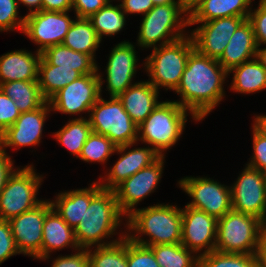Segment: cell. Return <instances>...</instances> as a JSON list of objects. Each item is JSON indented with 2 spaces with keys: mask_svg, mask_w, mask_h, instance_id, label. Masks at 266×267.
Returning a JSON list of instances; mask_svg holds the SVG:
<instances>
[{
  "mask_svg": "<svg viewBox=\"0 0 266 267\" xmlns=\"http://www.w3.org/2000/svg\"><path fill=\"white\" fill-rule=\"evenodd\" d=\"M154 5L181 4L180 0H152Z\"/></svg>",
  "mask_w": 266,
  "mask_h": 267,
  "instance_id": "54",
  "label": "cell"
},
{
  "mask_svg": "<svg viewBox=\"0 0 266 267\" xmlns=\"http://www.w3.org/2000/svg\"><path fill=\"white\" fill-rule=\"evenodd\" d=\"M50 111V104L46 101L40 108L21 113L14 124L0 135V147L5 150L6 147L16 149L39 145L45 120Z\"/></svg>",
  "mask_w": 266,
  "mask_h": 267,
  "instance_id": "18",
  "label": "cell"
},
{
  "mask_svg": "<svg viewBox=\"0 0 266 267\" xmlns=\"http://www.w3.org/2000/svg\"><path fill=\"white\" fill-rule=\"evenodd\" d=\"M187 110L176 101H164L138 126V141L147 143L160 156H165L180 139L187 122Z\"/></svg>",
  "mask_w": 266,
  "mask_h": 267,
  "instance_id": "4",
  "label": "cell"
},
{
  "mask_svg": "<svg viewBox=\"0 0 266 267\" xmlns=\"http://www.w3.org/2000/svg\"><path fill=\"white\" fill-rule=\"evenodd\" d=\"M91 73L80 76L56 92L49 100L51 111L62 114H89L90 109L101 96L103 76Z\"/></svg>",
  "mask_w": 266,
  "mask_h": 267,
  "instance_id": "10",
  "label": "cell"
},
{
  "mask_svg": "<svg viewBox=\"0 0 266 267\" xmlns=\"http://www.w3.org/2000/svg\"><path fill=\"white\" fill-rule=\"evenodd\" d=\"M51 267H89L88 249L80 248L75 254L58 256Z\"/></svg>",
  "mask_w": 266,
  "mask_h": 267,
  "instance_id": "44",
  "label": "cell"
},
{
  "mask_svg": "<svg viewBox=\"0 0 266 267\" xmlns=\"http://www.w3.org/2000/svg\"><path fill=\"white\" fill-rule=\"evenodd\" d=\"M198 267H258L255 254L212 251L198 256Z\"/></svg>",
  "mask_w": 266,
  "mask_h": 267,
  "instance_id": "37",
  "label": "cell"
},
{
  "mask_svg": "<svg viewBox=\"0 0 266 267\" xmlns=\"http://www.w3.org/2000/svg\"><path fill=\"white\" fill-rule=\"evenodd\" d=\"M255 35L258 47L261 44H266V3L263 0L259 1L258 7L255 10L251 9L248 19Z\"/></svg>",
  "mask_w": 266,
  "mask_h": 267,
  "instance_id": "41",
  "label": "cell"
},
{
  "mask_svg": "<svg viewBox=\"0 0 266 267\" xmlns=\"http://www.w3.org/2000/svg\"><path fill=\"white\" fill-rule=\"evenodd\" d=\"M122 217L114 190L101 189L90 201L83 219L74 229L75 239L82 249L96 246H104L115 243L126 236V232L120 233L119 239L105 241V238H112L122 223Z\"/></svg>",
  "mask_w": 266,
  "mask_h": 267,
  "instance_id": "3",
  "label": "cell"
},
{
  "mask_svg": "<svg viewBox=\"0 0 266 267\" xmlns=\"http://www.w3.org/2000/svg\"><path fill=\"white\" fill-rule=\"evenodd\" d=\"M117 146L105 135L92 131L86 140L79 158L85 162L105 164L109 157L116 153Z\"/></svg>",
  "mask_w": 266,
  "mask_h": 267,
  "instance_id": "36",
  "label": "cell"
},
{
  "mask_svg": "<svg viewBox=\"0 0 266 267\" xmlns=\"http://www.w3.org/2000/svg\"><path fill=\"white\" fill-rule=\"evenodd\" d=\"M41 57L49 64L58 68H72L81 75L98 73L99 66L90 55L76 52L63 44L47 48L41 53Z\"/></svg>",
  "mask_w": 266,
  "mask_h": 267,
  "instance_id": "27",
  "label": "cell"
},
{
  "mask_svg": "<svg viewBox=\"0 0 266 267\" xmlns=\"http://www.w3.org/2000/svg\"><path fill=\"white\" fill-rule=\"evenodd\" d=\"M187 26L189 16L183 11L182 4L154 5L143 16L137 46L155 48L156 43H160L159 46L170 44L188 35L184 33Z\"/></svg>",
  "mask_w": 266,
  "mask_h": 267,
  "instance_id": "6",
  "label": "cell"
},
{
  "mask_svg": "<svg viewBox=\"0 0 266 267\" xmlns=\"http://www.w3.org/2000/svg\"><path fill=\"white\" fill-rule=\"evenodd\" d=\"M257 49L253 27L246 19L234 32L218 62L229 72L232 68L256 58Z\"/></svg>",
  "mask_w": 266,
  "mask_h": 267,
  "instance_id": "23",
  "label": "cell"
},
{
  "mask_svg": "<svg viewBox=\"0 0 266 267\" xmlns=\"http://www.w3.org/2000/svg\"><path fill=\"white\" fill-rule=\"evenodd\" d=\"M102 189L99 182H93L88 188L58 193L55 200H50L52 208L73 229L83 219L85 209L91 199Z\"/></svg>",
  "mask_w": 266,
  "mask_h": 267,
  "instance_id": "21",
  "label": "cell"
},
{
  "mask_svg": "<svg viewBox=\"0 0 266 267\" xmlns=\"http://www.w3.org/2000/svg\"><path fill=\"white\" fill-rule=\"evenodd\" d=\"M257 266L266 267V240L261 237L259 245L256 250Z\"/></svg>",
  "mask_w": 266,
  "mask_h": 267,
  "instance_id": "49",
  "label": "cell"
},
{
  "mask_svg": "<svg viewBox=\"0 0 266 267\" xmlns=\"http://www.w3.org/2000/svg\"><path fill=\"white\" fill-rule=\"evenodd\" d=\"M16 254L20 253L16 247L10 223L0 220V265Z\"/></svg>",
  "mask_w": 266,
  "mask_h": 267,
  "instance_id": "43",
  "label": "cell"
},
{
  "mask_svg": "<svg viewBox=\"0 0 266 267\" xmlns=\"http://www.w3.org/2000/svg\"><path fill=\"white\" fill-rule=\"evenodd\" d=\"M92 133L89 119L72 118L63 128L54 133V138L63 146H65L72 155L79 158L86 140Z\"/></svg>",
  "mask_w": 266,
  "mask_h": 267,
  "instance_id": "32",
  "label": "cell"
},
{
  "mask_svg": "<svg viewBox=\"0 0 266 267\" xmlns=\"http://www.w3.org/2000/svg\"><path fill=\"white\" fill-rule=\"evenodd\" d=\"M261 237V219L231 210L218 218L215 251L255 254Z\"/></svg>",
  "mask_w": 266,
  "mask_h": 267,
  "instance_id": "7",
  "label": "cell"
},
{
  "mask_svg": "<svg viewBox=\"0 0 266 267\" xmlns=\"http://www.w3.org/2000/svg\"><path fill=\"white\" fill-rule=\"evenodd\" d=\"M52 209L50 200H43L34 208L9 220L12 235L20 254L41 260L43 223Z\"/></svg>",
  "mask_w": 266,
  "mask_h": 267,
  "instance_id": "14",
  "label": "cell"
},
{
  "mask_svg": "<svg viewBox=\"0 0 266 267\" xmlns=\"http://www.w3.org/2000/svg\"><path fill=\"white\" fill-rule=\"evenodd\" d=\"M262 237L266 240V217L262 220Z\"/></svg>",
  "mask_w": 266,
  "mask_h": 267,
  "instance_id": "55",
  "label": "cell"
},
{
  "mask_svg": "<svg viewBox=\"0 0 266 267\" xmlns=\"http://www.w3.org/2000/svg\"><path fill=\"white\" fill-rule=\"evenodd\" d=\"M134 144L137 143L118 146L116 148L115 152L121 154V157L115 162L105 177H103L104 180L101 177V181H98L103 189L114 190L124 180L133 176L139 170L152 165L161 157L149 146L130 150Z\"/></svg>",
  "mask_w": 266,
  "mask_h": 267,
  "instance_id": "20",
  "label": "cell"
},
{
  "mask_svg": "<svg viewBox=\"0 0 266 267\" xmlns=\"http://www.w3.org/2000/svg\"><path fill=\"white\" fill-rule=\"evenodd\" d=\"M194 49L190 35L153 48L143 65L151 77L148 81L158 90L164 87L175 91L180 84L188 57Z\"/></svg>",
  "mask_w": 266,
  "mask_h": 267,
  "instance_id": "5",
  "label": "cell"
},
{
  "mask_svg": "<svg viewBox=\"0 0 266 267\" xmlns=\"http://www.w3.org/2000/svg\"><path fill=\"white\" fill-rule=\"evenodd\" d=\"M88 117L92 131L107 136L117 147L137 143L138 126L118 97L107 101L100 96Z\"/></svg>",
  "mask_w": 266,
  "mask_h": 267,
  "instance_id": "8",
  "label": "cell"
},
{
  "mask_svg": "<svg viewBox=\"0 0 266 267\" xmlns=\"http://www.w3.org/2000/svg\"><path fill=\"white\" fill-rule=\"evenodd\" d=\"M164 158L165 156H161L152 165L139 170L114 189L118 207L125 219L139 202L156 190L163 173Z\"/></svg>",
  "mask_w": 266,
  "mask_h": 267,
  "instance_id": "16",
  "label": "cell"
},
{
  "mask_svg": "<svg viewBox=\"0 0 266 267\" xmlns=\"http://www.w3.org/2000/svg\"><path fill=\"white\" fill-rule=\"evenodd\" d=\"M229 73H233L230 90L236 93L250 94L266 89V70L256 58L232 68Z\"/></svg>",
  "mask_w": 266,
  "mask_h": 267,
  "instance_id": "28",
  "label": "cell"
},
{
  "mask_svg": "<svg viewBox=\"0 0 266 267\" xmlns=\"http://www.w3.org/2000/svg\"><path fill=\"white\" fill-rule=\"evenodd\" d=\"M20 114L14 101L0 88V135L14 124Z\"/></svg>",
  "mask_w": 266,
  "mask_h": 267,
  "instance_id": "42",
  "label": "cell"
},
{
  "mask_svg": "<svg viewBox=\"0 0 266 267\" xmlns=\"http://www.w3.org/2000/svg\"><path fill=\"white\" fill-rule=\"evenodd\" d=\"M0 88L14 101L21 113L40 108L47 101L42 96L38 80L10 81L2 83Z\"/></svg>",
  "mask_w": 266,
  "mask_h": 267,
  "instance_id": "31",
  "label": "cell"
},
{
  "mask_svg": "<svg viewBox=\"0 0 266 267\" xmlns=\"http://www.w3.org/2000/svg\"><path fill=\"white\" fill-rule=\"evenodd\" d=\"M68 13L41 10L27 14L22 33L40 46L37 51L42 53L51 46L62 44L73 23Z\"/></svg>",
  "mask_w": 266,
  "mask_h": 267,
  "instance_id": "13",
  "label": "cell"
},
{
  "mask_svg": "<svg viewBox=\"0 0 266 267\" xmlns=\"http://www.w3.org/2000/svg\"><path fill=\"white\" fill-rule=\"evenodd\" d=\"M111 0H72V10L76 17L90 18Z\"/></svg>",
  "mask_w": 266,
  "mask_h": 267,
  "instance_id": "45",
  "label": "cell"
},
{
  "mask_svg": "<svg viewBox=\"0 0 266 267\" xmlns=\"http://www.w3.org/2000/svg\"><path fill=\"white\" fill-rule=\"evenodd\" d=\"M42 179L33 165L14 170L0 193V220L9 221L40 204L43 200L36 197Z\"/></svg>",
  "mask_w": 266,
  "mask_h": 267,
  "instance_id": "9",
  "label": "cell"
},
{
  "mask_svg": "<svg viewBox=\"0 0 266 267\" xmlns=\"http://www.w3.org/2000/svg\"><path fill=\"white\" fill-rule=\"evenodd\" d=\"M149 247L160 267H198V256L181 243Z\"/></svg>",
  "mask_w": 266,
  "mask_h": 267,
  "instance_id": "33",
  "label": "cell"
},
{
  "mask_svg": "<svg viewBox=\"0 0 266 267\" xmlns=\"http://www.w3.org/2000/svg\"><path fill=\"white\" fill-rule=\"evenodd\" d=\"M266 132V115H258L254 120Z\"/></svg>",
  "mask_w": 266,
  "mask_h": 267,
  "instance_id": "53",
  "label": "cell"
},
{
  "mask_svg": "<svg viewBox=\"0 0 266 267\" xmlns=\"http://www.w3.org/2000/svg\"><path fill=\"white\" fill-rule=\"evenodd\" d=\"M245 20L244 17L229 16L206 22H189V26L202 24L189 34L193 40L194 48L199 53L218 60L234 32Z\"/></svg>",
  "mask_w": 266,
  "mask_h": 267,
  "instance_id": "15",
  "label": "cell"
},
{
  "mask_svg": "<svg viewBox=\"0 0 266 267\" xmlns=\"http://www.w3.org/2000/svg\"><path fill=\"white\" fill-rule=\"evenodd\" d=\"M136 55V49L129 41L120 42L112 48L105 70L110 97H118L135 84L132 78L137 71Z\"/></svg>",
  "mask_w": 266,
  "mask_h": 267,
  "instance_id": "19",
  "label": "cell"
},
{
  "mask_svg": "<svg viewBox=\"0 0 266 267\" xmlns=\"http://www.w3.org/2000/svg\"><path fill=\"white\" fill-rule=\"evenodd\" d=\"M121 9L127 14H143L148 13L154 4L152 0H120Z\"/></svg>",
  "mask_w": 266,
  "mask_h": 267,
  "instance_id": "46",
  "label": "cell"
},
{
  "mask_svg": "<svg viewBox=\"0 0 266 267\" xmlns=\"http://www.w3.org/2000/svg\"><path fill=\"white\" fill-rule=\"evenodd\" d=\"M78 251L74 229L52 208L45 216L41 246V259L48 260L51 252L65 247Z\"/></svg>",
  "mask_w": 266,
  "mask_h": 267,
  "instance_id": "25",
  "label": "cell"
},
{
  "mask_svg": "<svg viewBox=\"0 0 266 267\" xmlns=\"http://www.w3.org/2000/svg\"><path fill=\"white\" fill-rule=\"evenodd\" d=\"M15 50L0 56V85L10 81H34L38 77L41 53Z\"/></svg>",
  "mask_w": 266,
  "mask_h": 267,
  "instance_id": "24",
  "label": "cell"
},
{
  "mask_svg": "<svg viewBox=\"0 0 266 267\" xmlns=\"http://www.w3.org/2000/svg\"><path fill=\"white\" fill-rule=\"evenodd\" d=\"M18 0H0V32L23 31L25 16H18Z\"/></svg>",
  "mask_w": 266,
  "mask_h": 267,
  "instance_id": "38",
  "label": "cell"
},
{
  "mask_svg": "<svg viewBox=\"0 0 266 267\" xmlns=\"http://www.w3.org/2000/svg\"><path fill=\"white\" fill-rule=\"evenodd\" d=\"M101 39L95 32L89 18L76 17L62 42L63 45L76 52L90 55L95 60V51L99 48Z\"/></svg>",
  "mask_w": 266,
  "mask_h": 267,
  "instance_id": "29",
  "label": "cell"
},
{
  "mask_svg": "<svg viewBox=\"0 0 266 267\" xmlns=\"http://www.w3.org/2000/svg\"><path fill=\"white\" fill-rule=\"evenodd\" d=\"M88 248L89 267H128L127 237L104 246Z\"/></svg>",
  "mask_w": 266,
  "mask_h": 267,
  "instance_id": "34",
  "label": "cell"
},
{
  "mask_svg": "<svg viewBox=\"0 0 266 267\" xmlns=\"http://www.w3.org/2000/svg\"><path fill=\"white\" fill-rule=\"evenodd\" d=\"M182 238L181 244L197 256L215 250L218 219L204 211L189 206L181 208ZM204 252L201 253V250ZM199 253V254H198Z\"/></svg>",
  "mask_w": 266,
  "mask_h": 267,
  "instance_id": "17",
  "label": "cell"
},
{
  "mask_svg": "<svg viewBox=\"0 0 266 267\" xmlns=\"http://www.w3.org/2000/svg\"><path fill=\"white\" fill-rule=\"evenodd\" d=\"M253 133V155L249 167L260 170L266 176V132L254 121Z\"/></svg>",
  "mask_w": 266,
  "mask_h": 267,
  "instance_id": "40",
  "label": "cell"
},
{
  "mask_svg": "<svg viewBox=\"0 0 266 267\" xmlns=\"http://www.w3.org/2000/svg\"><path fill=\"white\" fill-rule=\"evenodd\" d=\"M256 59L261 63V65L266 70V48L258 47L256 52Z\"/></svg>",
  "mask_w": 266,
  "mask_h": 267,
  "instance_id": "52",
  "label": "cell"
},
{
  "mask_svg": "<svg viewBox=\"0 0 266 267\" xmlns=\"http://www.w3.org/2000/svg\"><path fill=\"white\" fill-rule=\"evenodd\" d=\"M253 0H205L190 15L189 22H206L239 16L248 19Z\"/></svg>",
  "mask_w": 266,
  "mask_h": 267,
  "instance_id": "26",
  "label": "cell"
},
{
  "mask_svg": "<svg viewBox=\"0 0 266 267\" xmlns=\"http://www.w3.org/2000/svg\"><path fill=\"white\" fill-rule=\"evenodd\" d=\"M82 76L72 68L49 65L42 57L38 66V85L42 96L48 101L56 92Z\"/></svg>",
  "mask_w": 266,
  "mask_h": 267,
  "instance_id": "30",
  "label": "cell"
},
{
  "mask_svg": "<svg viewBox=\"0 0 266 267\" xmlns=\"http://www.w3.org/2000/svg\"><path fill=\"white\" fill-rule=\"evenodd\" d=\"M159 90L149 81L135 82L118 96L124 110L133 122L139 126L159 104Z\"/></svg>",
  "mask_w": 266,
  "mask_h": 267,
  "instance_id": "22",
  "label": "cell"
},
{
  "mask_svg": "<svg viewBox=\"0 0 266 267\" xmlns=\"http://www.w3.org/2000/svg\"><path fill=\"white\" fill-rule=\"evenodd\" d=\"M228 75L218 60L194 49L175 90L181 97L176 102L189 111L193 120H203L224 98L223 84Z\"/></svg>",
  "mask_w": 266,
  "mask_h": 267,
  "instance_id": "1",
  "label": "cell"
},
{
  "mask_svg": "<svg viewBox=\"0 0 266 267\" xmlns=\"http://www.w3.org/2000/svg\"><path fill=\"white\" fill-rule=\"evenodd\" d=\"M20 4L28 7V14L42 10V0H18V5Z\"/></svg>",
  "mask_w": 266,
  "mask_h": 267,
  "instance_id": "51",
  "label": "cell"
},
{
  "mask_svg": "<svg viewBox=\"0 0 266 267\" xmlns=\"http://www.w3.org/2000/svg\"><path fill=\"white\" fill-rule=\"evenodd\" d=\"M192 201L187 206L221 218L232 210L231 189L207 177H184L178 182Z\"/></svg>",
  "mask_w": 266,
  "mask_h": 267,
  "instance_id": "11",
  "label": "cell"
},
{
  "mask_svg": "<svg viewBox=\"0 0 266 267\" xmlns=\"http://www.w3.org/2000/svg\"><path fill=\"white\" fill-rule=\"evenodd\" d=\"M42 10L66 12L72 10V0H42Z\"/></svg>",
  "mask_w": 266,
  "mask_h": 267,
  "instance_id": "48",
  "label": "cell"
},
{
  "mask_svg": "<svg viewBox=\"0 0 266 267\" xmlns=\"http://www.w3.org/2000/svg\"><path fill=\"white\" fill-rule=\"evenodd\" d=\"M128 267H160L152 249L127 238Z\"/></svg>",
  "mask_w": 266,
  "mask_h": 267,
  "instance_id": "39",
  "label": "cell"
},
{
  "mask_svg": "<svg viewBox=\"0 0 266 267\" xmlns=\"http://www.w3.org/2000/svg\"><path fill=\"white\" fill-rule=\"evenodd\" d=\"M126 218L125 227L129 230L126 237L137 244L149 247L181 243L182 212L176 205L158 203L142 209L136 208ZM143 235L149 239H142Z\"/></svg>",
  "mask_w": 266,
  "mask_h": 267,
  "instance_id": "2",
  "label": "cell"
},
{
  "mask_svg": "<svg viewBox=\"0 0 266 267\" xmlns=\"http://www.w3.org/2000/svg\"><path fill=\"white\" fill-rule=\"evenodd\" d=\"M13 160L7 154L6 149L0 147V193L6 184L8 177L13 173Z\"/></svg>",
  "mask_w": 266,
  "mask_h": 267,
  "instance_id": "47",
  "label": "cell"
},
{
  "mask_svg": "<svg viewBox=\"0 0 266 267\" xmlns=\"http://www.w3.org/2000/svg\"><path fill=\"white\" fill-rule=\"evenodd\" d=\"M205 0H180L183 11L189 16Z\"/></svg>",
  "mask_w": 266,
  "mask_h": 267,
  "instance_id": "50",
  "label": "cell"
},
{
  "mask_svg": "<svg viewBox=\"0 0 266 267\" xmlns=\"http://www.w3.org/2000/svg\"><path fill=\"white\" fill-rule=\"evenodd\" d=\"M230 189L232 210L266 217V176L260 170L246 165Z\"/></svg>",
  "mask_w": 266,
  "mask_h": 267,
  "instance_id": "12",
  "label": "cell"
},
{
  "mask_svg": "<svg viewBox=\"0 0 266 267\" xmlns=\"http://www.w3.org/2000/svg\"><path fill=\"white\" fill-rule=\"evenodd\" d=\"M110 2L112 0L89 18L101 40L103 36H113L119 33L126 22V14L120 4L114 6Z\"/></svg>",
  "mask_w": 266,
  "mask_h": 267,
  "instance_id": "35",
  "label": "cell"
}]
</instances>
